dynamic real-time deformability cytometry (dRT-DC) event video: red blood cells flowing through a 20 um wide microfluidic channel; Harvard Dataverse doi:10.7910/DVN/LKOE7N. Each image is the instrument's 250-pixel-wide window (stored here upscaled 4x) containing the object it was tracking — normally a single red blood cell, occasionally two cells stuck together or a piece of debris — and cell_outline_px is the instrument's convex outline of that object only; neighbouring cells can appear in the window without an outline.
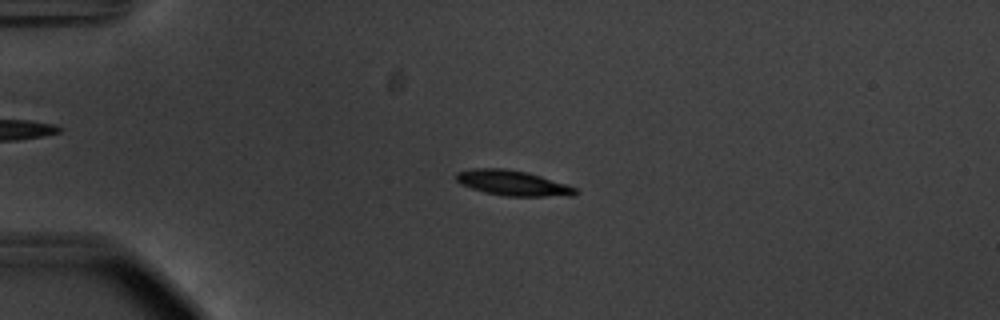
{"species": "common noctule bat (a hibernating species)", "species_latin": "Nyctalus noctula", "temperature_condition": "warm", "stored_images_in_passage": 48, "camera_frame_rate_fps": 3000, "um_per_image_px": 0.085, "animal": {"sex": "male", "body_mass_g": 20.1, "forearm_length_mm": 53.5}, "frame": {"image": 1, "passage_image": 7, "time_ms": 2.0, "image_size_px": [1000, 320], "cell_outline_px": [[580, 192], [572, 196], [504, 196], [484, 192], [460, 184], [456, 180], [456, 172], [472, 168], [504, 168], [528, 172], [576, 188]], "centroid_in_image_um": [43.56, 15.55], "position_along_channel_um": 41.4, "area_um2": 17.51}}
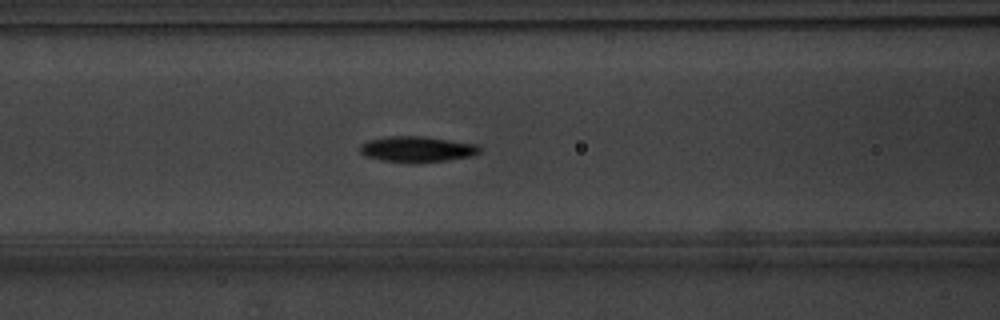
{"frame": {"image": 2, "passage_image": 17, "time_ms": 5.333, "image_size_px": [1000, 320], "cell_outline_px": [[480, 152], [472, 156], [420, 164], [412, 164], [380, 160], [364, 156], [360, 152], [360, 144], [368, 140], [388, 136], [424, 136], [476, 144], [480, 148]], "centroid_in_image_um": [35.41, 12.7], "position_along_channel_um": 131.2, "area_um2": 18.32}}
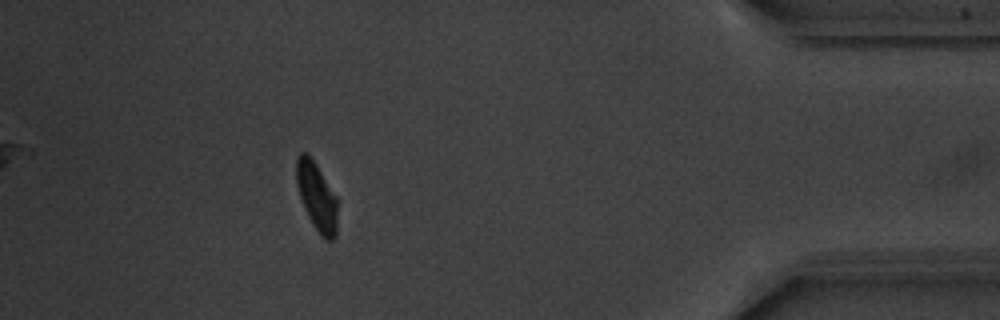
{"frame": {"image": 3, "passage_image": 43, "time_ms": 14.0, "image_size_px": [1000, 320], "cell_outline_px": [[340, 200], [336, 236], [332, 240], [324, 240], [320, 236], [312, 224], [304, 208], [296, 184], [296, 156], [300, 152], [304, 152], [316, 164]], "centroid_in_image_um": [26.97, 16.76], "position_along_channel_um": 408.2, "area_um2": 16.94}, "authors_computed_cell_mechanics": {"area_um2": 17.2533, "velocity_mm_per_s": 3.7091, "shape_relaxation_time_tau1_ms": 2.1616, "shape_relaxation_time_tau2_ms": 6.1717, "deformation_change_tau1": 0.1664, "deformation_change_tau2": 0.0976}}